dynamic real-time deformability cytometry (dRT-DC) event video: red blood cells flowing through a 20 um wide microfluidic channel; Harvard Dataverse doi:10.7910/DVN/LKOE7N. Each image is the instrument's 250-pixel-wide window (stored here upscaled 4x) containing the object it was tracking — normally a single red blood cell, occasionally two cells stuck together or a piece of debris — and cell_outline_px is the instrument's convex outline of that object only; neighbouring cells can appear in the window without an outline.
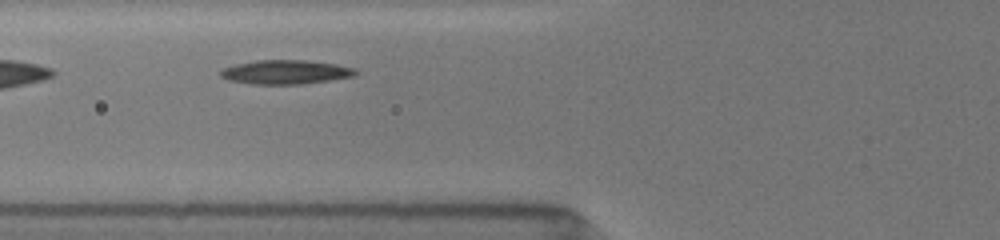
{"species": "common noctule bat (a hibernating species)", "species_latin": "Nyctalus noctula", "temperature_condition": "room temperature", "stored_images_in_passage": 3, "camera_frame_rate_fps": 3000, "um_per_image_px": 0.085, "animal": {"sex": "female", "body_mass_g": 19.5, "forearm_length_mm": 54.1}, "frame": {"image": 1, "passage_image": 2, "time_ms": 1.333, "image_size_px": [1000, 240], "cell_outline_px": [[360, 72], [352, 76], [328, 80], [300, 84], [252, 84], [228, 80], [220, 76], [220, 72], [224, 68], [236, 64], [256, 60], [308, 60], [336, 64], [356, 68]], "centroid_in_image_um": [24.29, 6.12], "position_along_channel_um": 101.5, "area_um2": 18.9}}
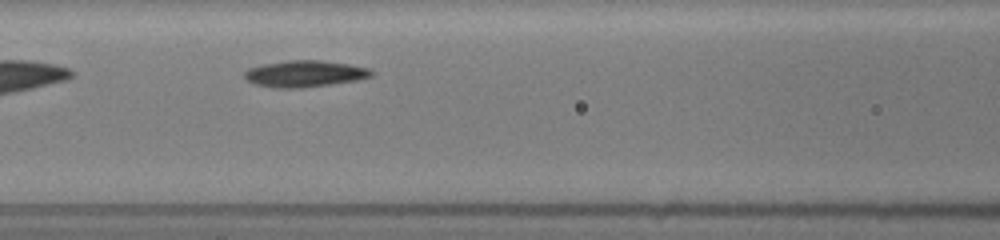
{"frame": {"image": 2, "passage_image": 3, "time_ms": 2.333, "image_size_px": [1000, 240], "cell_outline_px": [[372, 76], [356, 80], [332, 84], [300, 88], [272, 88], [252, 84], [244, 76], [244, 72], [248, 68], [264, 64], [288, 60], [320, 60], [348, 64], [372, 68]], "centroid_in_image_um": [25.88, 6.27], "position_along_channel_um": 140.7, "area_um2": 19.71}}